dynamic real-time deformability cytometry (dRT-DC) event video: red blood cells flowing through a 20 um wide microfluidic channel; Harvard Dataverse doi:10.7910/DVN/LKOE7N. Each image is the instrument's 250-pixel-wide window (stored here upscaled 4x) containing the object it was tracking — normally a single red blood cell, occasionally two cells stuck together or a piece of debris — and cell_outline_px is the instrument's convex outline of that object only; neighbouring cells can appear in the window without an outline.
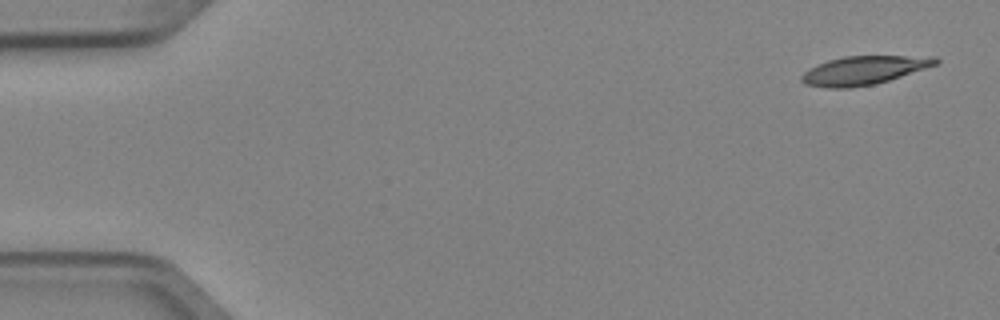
{"species": "Egyptian fruit bat (a non-hibernating species)", "species_latin": "Rousettus aegyptiacus", "temperature_condition": "cold", "stored_images_in_passage": 7, "camera_frame_rate_fps": 3000, "um_per_image_px": 0.085, "animal": {"sex": "female"}, "frame": {"image": 1, "passage_image": 1, "time_ms": 0.0, "image_size_px": [1000, 320], "cell_outline_px": [[940, 60], [936, 64], [888, 80], [872, 84], [852, 88], [828, 88], [804, 84], [800, 80], [800, 76], [808, 68], [816, 64], [828, 60], [844, 56], [936, 56]], "centroid_in_image_um": [73.35, 5.97], "position_along_channel_um": 11.6, "area_um2": 22.25}}
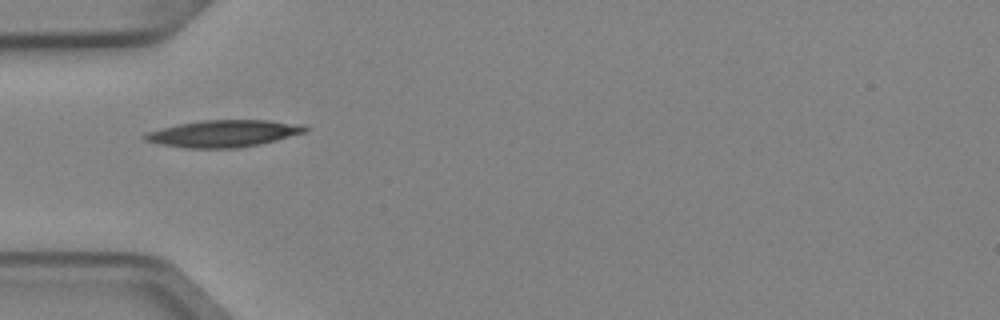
{"frame": {"image": 2, "passage_image": 4, "time_ms": 1.0, "image_size_px": [1000, 320], "cell_outline_px": [[308, 128], [304, 132], [276, 140], [260, 144], [236, 148], [184, 148], [160, 144], [144, 140], [140, 136], [144, 132], [176, 124], [204, 120], [268, 120], [304, 124]], "centroid_in_image_um": [18.93, 11.34], "position_along_channel_um": 66.1, "area_um2": 25.32}}
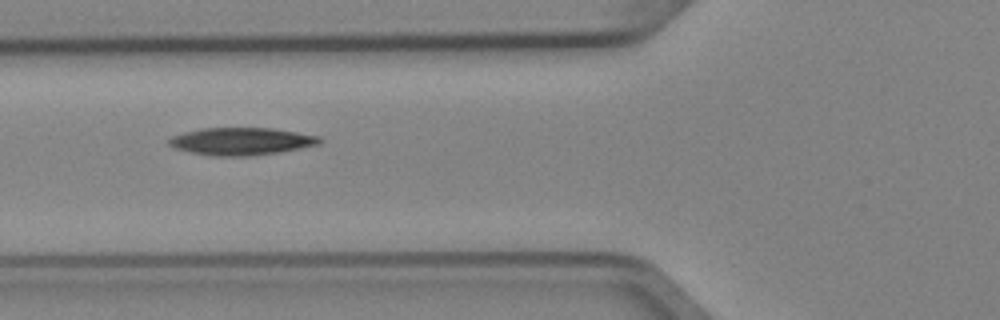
{"frame": {"image": 3, "passage_image": 5, "time_ms": 1.333, "image_size_px": [1000, 320], "cell_outline_px": [[324, 140], [320, 144], [280, 152], [252, 156], [208, 156], [176, 148], [168, 144], [168, 140], [172, 136], [184, 132], [200, 128], [272, 128], [320, 136]], "centroid_in_image_um": [20.53, 12.01], "position_along_channel_um": 105.3, "area_um2": 24.22}}